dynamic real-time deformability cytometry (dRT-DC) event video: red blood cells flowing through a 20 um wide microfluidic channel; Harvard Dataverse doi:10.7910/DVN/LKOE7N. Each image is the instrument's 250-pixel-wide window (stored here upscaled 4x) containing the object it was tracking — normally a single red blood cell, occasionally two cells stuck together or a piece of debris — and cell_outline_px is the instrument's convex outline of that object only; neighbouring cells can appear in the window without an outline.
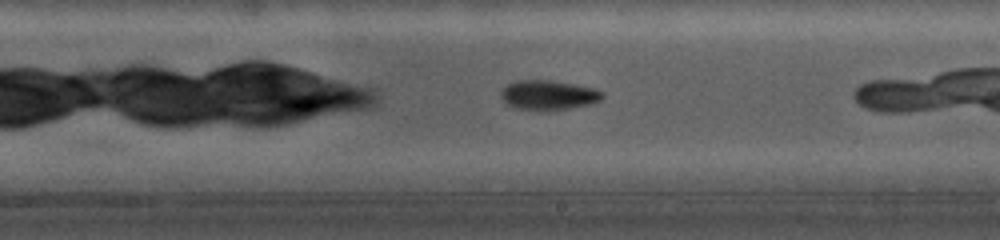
{"species": "common noctule bat (a hibernating species)", "species_latin": "Nyctalus noctula", "temperature_condition": "cold", "stored_images_in_passage": 19, "camera_frame_rate_fps": 5000, "um_per_image_px": 0.085, "animal": {"sex": "female", "body_mass_g": 19.0, "forearm_length_mm": 56.7}, "frame": {"image": 1, "passage_image": 9, "time_ms": 4.4, "image_size_px": [1000, 240], "cell_outline_px": [[600, 96], [596, 100], [588, 104], [568, 108], [540, 112], [516, 108], [508, 104], [504, 100], [504, 88], [512, 84], [524, 80], [540, 80], [568, 84], [588, 88], [600, 92]], "centroid_in_image_um": [46.54, 8.13], "position_along_channel_um": 242.5, "area_um2": 16.3}}
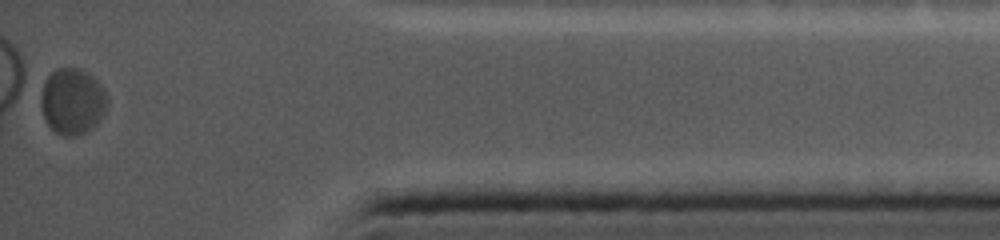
{"frame": {"image": 2, "passage_image": 19, "time_ms": 12.2, "image_size_px": [1000, 240], "cell_outline_px": [[104, 104], [100, 116], [96, 124], [92, 128], [76, 136], [64, 136], [56, 132], [48, 124], [44, 116], [40, 104], [40, 100], [44, 84], [48, 76], [64, 68], [76, 72], [92, 80], [100, 92]], "centroid_in_image_um": [6.02, 8.74], "position_along_channel_um": 429.2, "area_um2": 23.18}}